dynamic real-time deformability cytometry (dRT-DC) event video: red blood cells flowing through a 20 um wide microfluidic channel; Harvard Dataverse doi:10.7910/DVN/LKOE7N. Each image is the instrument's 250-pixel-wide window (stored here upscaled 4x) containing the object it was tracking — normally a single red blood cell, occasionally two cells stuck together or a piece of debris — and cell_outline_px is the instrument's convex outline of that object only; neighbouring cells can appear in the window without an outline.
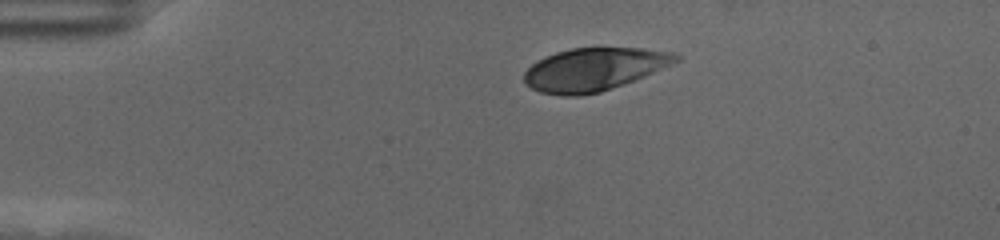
{"species": "human", "species_latin": "Homo sapiens", "temperature_condition": "cold", "stored_images_in_passage": 47, "camera_frame_rate_fps": 3000, "um_per_image_px": 0.085, "donor": {"sex": "female"}, "frame": {"image": 1, "passage_image": 1, "time_ms": 0.0, "image_size_px": [1000, 240], "cell_outline_px": [[680, 60], [644, 76], [600, 92], [580, 96], [560, 96], [540, 92], [524, 84], [524, 72], [532, 64], [544, 56], [556, 52], [572, 48], [640, 48], [672, 52], [680, 56]], "centroid_in_image_um": [50.44, 5.9], "position_along_channel_um": 34.6, "area_um2": 37.74}}
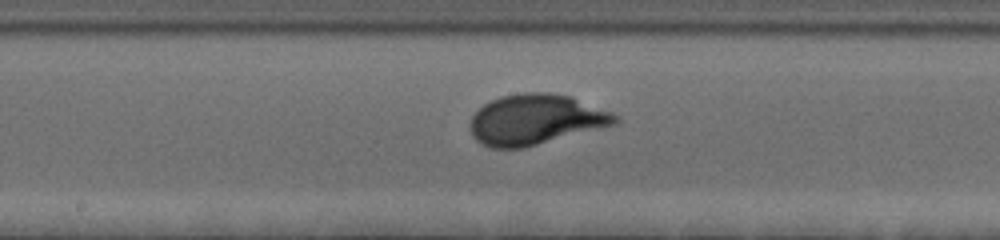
{"frame": {"image": 2, "passage_image": 20, "time_ms": 6.333, "image_size_px": [1000, 240], "cell_outline_px": [[620, 120], [616, 124], [524, 148], [488, 148], [480, 144], [472, 136], [468, 128], [472, 116], [484, 104], [500, 96], [524, 92], [548, 92], [572, 96], [612, 112], [620, 116]], "centroid_in_image_um": [45.52, 10.16], "position_along_channel_um": 202.7, "area_um2": 42.95}}
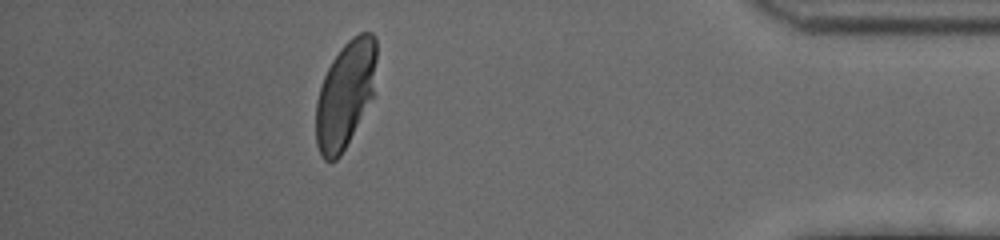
{"frame": {"image": 3, "passage_image": 41, "time_ms": 13.333, "image_size_px": [1000, 240], "cell_outline_px": [[376, 96], [340, 156], [336, 160], [324, 160], [320, 156], [316, 144], [316, 100], [324, 76], [332, 60], [340, 48], [352, 36], [360, 32], [372, 32], [376, 36]], "centroid_in_image_um": [29.39, 8.02], "position_along_channel_um": 405.8, "area_um2": 38.61}, "authors_computed_cell_mechanics": {"area_um2": 39.593, "velocity_mm_per_s": 3.4782, "shape_relaxation_time_tau1_ms": 2.6368, "shape_relaxation_time_tau2_ms": null, "deformation_change_tau1": 0.1627, "deformation_change_tau2": null}}